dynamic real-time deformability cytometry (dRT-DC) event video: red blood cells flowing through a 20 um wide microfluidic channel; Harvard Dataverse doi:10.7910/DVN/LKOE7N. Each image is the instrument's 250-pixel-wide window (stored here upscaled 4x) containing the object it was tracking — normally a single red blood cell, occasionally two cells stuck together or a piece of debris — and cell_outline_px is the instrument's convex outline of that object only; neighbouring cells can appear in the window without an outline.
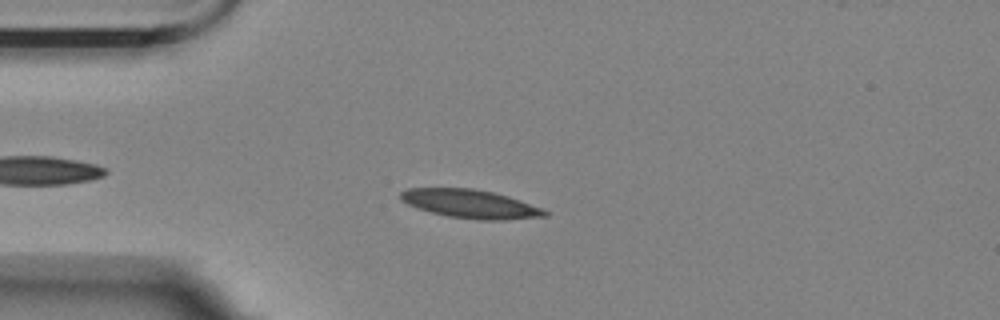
{"species": "Egyptian fruit bat (a non-hibernating species)", "species_latin": "Rousettus aegyptiacus", "temperature_condition": "room temperature", "stored_images_in_passage": 40, "camera_frame_rate_fps": 3000, "um_per_image_px": 0.085, "animal": {"sex": "female"}, "frame": {"image": 1, "passage_image": 8, "time_ms": 2.333, "image_size_px": [1000, 320], "cell_outline_px": [[548, 216], [504, 220], [476, 220], [448, 216], [416, 208], [400, 200], [400, 192], [408, 188], [472, 188], [492, 192], [508, 196], [544, 208], [548, 212]], "centroid_in_image_um": [40.0, 17.33], "position_along_channel_um": 45.0, "area_um2": 24.1}}
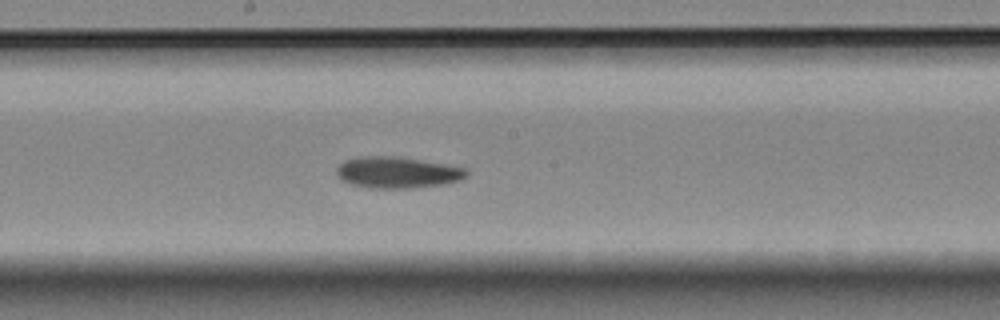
{"frame": {"image": 2, "passage_image": 24, "time_ms": 7.667, "image_size_px": [1000, 320], "cell_outline_px": [[468, 172], [460, 180], [444, 184], [412, 188], [368, 188], [352, 184], [340, 180], [336, 176], [336, 168], [344, 160], [360, 156], [388, 156], [416, 160], [464, 168]], "centroid_in_image_um": [33.67, 14.67], "position_along_channel_um": 214.5, "area_um2": 23.35}}
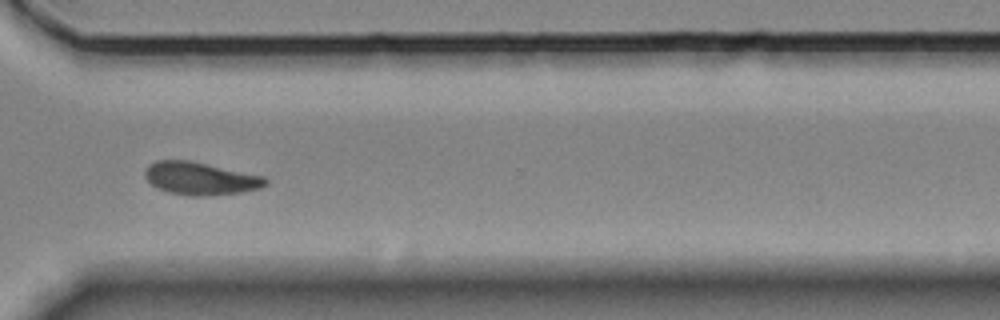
{"frame": {"image": 3, "passage_image": 36, "time_ms": 11.667, "image_size_px": [1000, 320], "cell_outline_px": [[268, 184], [260, 188], [244, 192], [204, 196], [188, 196], [168, 192], [156, 188], [144, 176], [144, 168], [148, 164], [156, 160], [188, 160], [264, 176], [268, 180]], "centroid_in_image_um": [17.01, 15.17], "position_along_channel_um": 353.6, "area_um2": 23.18}, "authors_computed_cell_mechanics": {"area_um2": 23.1778, "velocity_mm_per_s": 3.4678, "shape_relaxation_time_tau1_ms": 4.9011, "shape_relaxation_time_tau2_ms": 5.0293, "deformation_change_tau1": 0.141, "deformation_change_tau2": 0.0925}}